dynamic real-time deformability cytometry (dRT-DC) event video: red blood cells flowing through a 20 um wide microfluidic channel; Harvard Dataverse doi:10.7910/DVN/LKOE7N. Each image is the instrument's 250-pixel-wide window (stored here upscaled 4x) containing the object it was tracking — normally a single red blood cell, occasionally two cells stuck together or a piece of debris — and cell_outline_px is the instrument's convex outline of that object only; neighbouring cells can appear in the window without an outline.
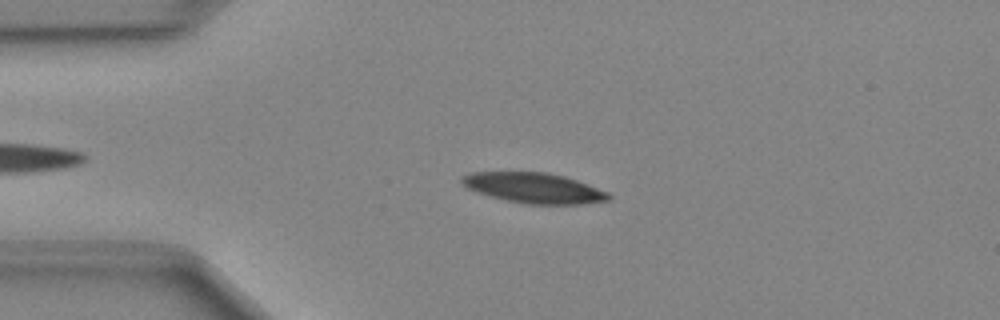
{"species": "Egyptian fruit bat (a non-hibernating species)", "species_latin": "Rousettus aegyptiacus", "temperature_condition": "cold", "stored_images_in_passage": 45, "camera_frame_rate_fps": 3000, "um_per_image_px": 0.085, "animal": {"sex": "female"}, "frame": {"image": 1, "passage_image": 11, "time_ms": 3.333, "image_size_px": [1000, 320], "cell_outline_px": [[612, 196], [608, 200], [580, 204], [524, 204], [476, 192], [460, 184], [460, 180], [464, 176], [472, 172], [548, 172], [564, 176], [576, 180], [608, 192]], "centroid_in_image_um": [45.37, 15.97], "position_along_channel_um": 39.6, "area_um2": 25.72}}
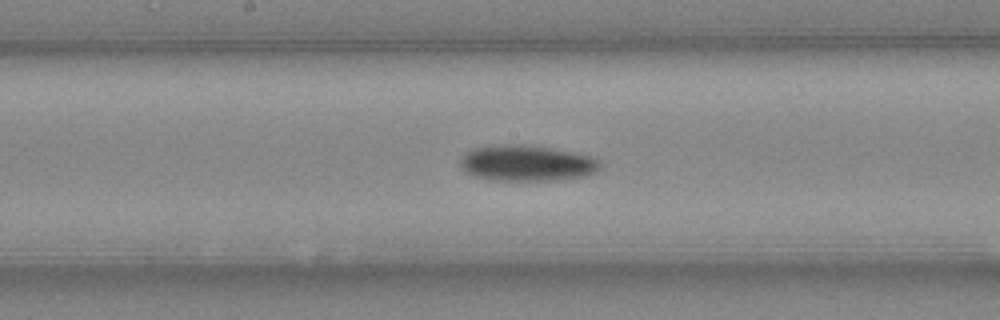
{"frame": {"image": 2, "passage_image": 25, "time_ms": 8.0, "image_size_px": [1000, 320], "cell_outline_px": [[600, 168], [596, 172], [584, 176], [548, 180], [492, 180], [476, 176], [468, 172], [460, 164], [460, 156], [464, 152], [472, 148], [500, 144], [524, 144], [552, 148], [592, 156], [600, 160]], "centroid_in_image_um": [44.77, 13.84], "position_along_channel_um": 203.4, "area_um2": 29.25}}
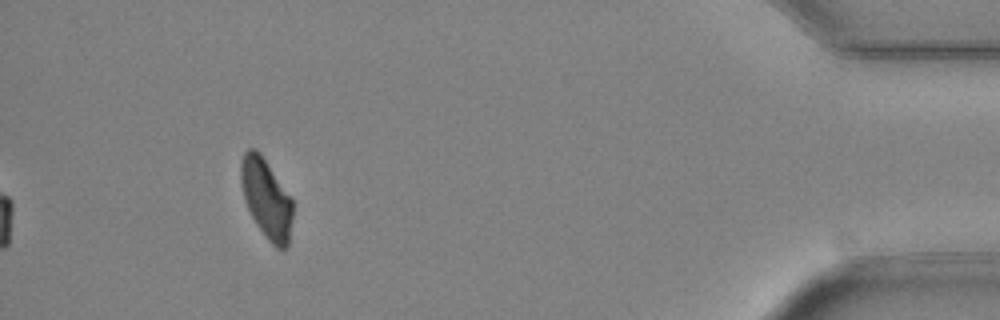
{"frame": {"image": 3, "passage_image": 45, "time_ms": 14.667, "image_size_px": [1000, 320], "cell_outline_px": [[292, 220], [288, 248], [276, 248], [268, 240], [256, 224], [244, 200], [240, 180], [240, 164], [244, 152], [248, 148], [256, 148], [260, 152], [292, 200]], "centroid_in_image_um": [22.62, 16.87], "position_along_channel_um": 412.6, "area_um2": 23.87}}